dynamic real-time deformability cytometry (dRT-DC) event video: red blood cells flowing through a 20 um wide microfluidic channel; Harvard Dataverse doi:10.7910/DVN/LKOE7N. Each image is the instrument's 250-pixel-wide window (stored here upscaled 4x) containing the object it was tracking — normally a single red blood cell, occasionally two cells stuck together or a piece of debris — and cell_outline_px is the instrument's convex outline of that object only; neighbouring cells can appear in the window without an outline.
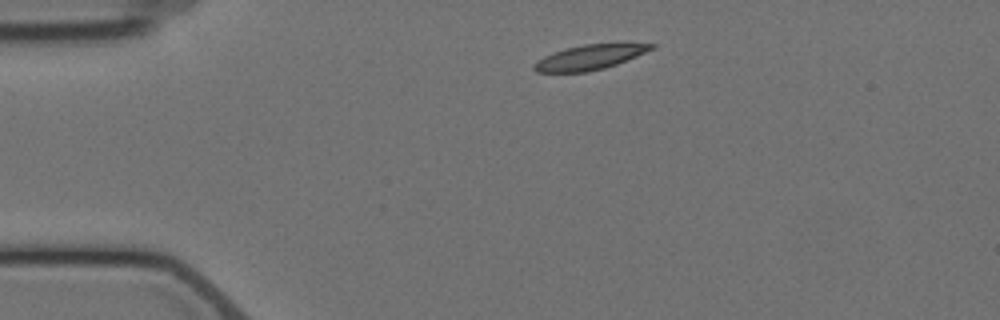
{"species": "Egyptian fruit bat (a non-hibernating species)", "species_latin": "Rousettus aegyptiacus", "temperature_condition": "cold", "stored_images_in_passage": 9, "camera_frame_rate_fps": 3000, "um_per_image_px": 0.085, "animal": {"sex": "female"}, "frame": {"image": 1, "passage_image": 1, "time_ms": 0.0, "image_size_px": [1000, 320], "cell_outline_px": [[656, 48], [616, 64], [604, 68], [588, 72], [536, 72], [532, 68], [532, 64], [536, 60], [544, 56], [564, 48], [584, 44], [656, 44]], "centroid_in_image_um": [50.06, 4.87], "position_along_channel_um": 34.9, "area_um2": 16.88}}
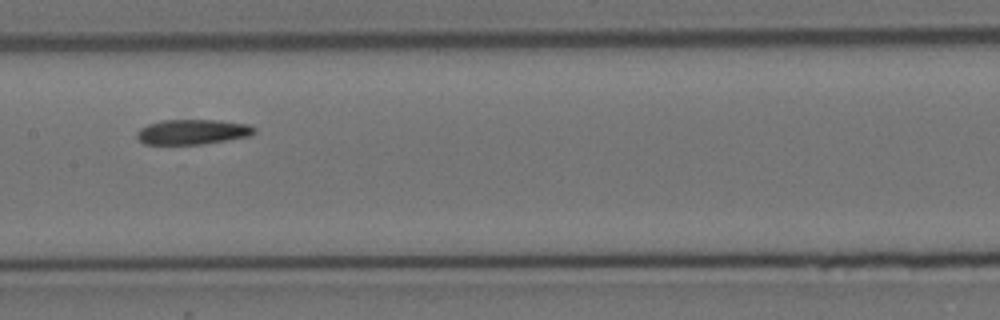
{"frame": {"image": 2, "passage_image": 6, "time_ms": 5.667, "image_size_px": [1000, 320], "cell_outline_px": [[256, 132], [248, 136], [200, 144], [144, 144], [136, 136], [136, 132], [140, 128], [148, 124], [160, 120], [216, 120], [248, 124], [256, 128]], "centroid_in_image_um": [16.33, 11.2], "position_along_channel_um": 191.1, "area_um2": 16.99}}
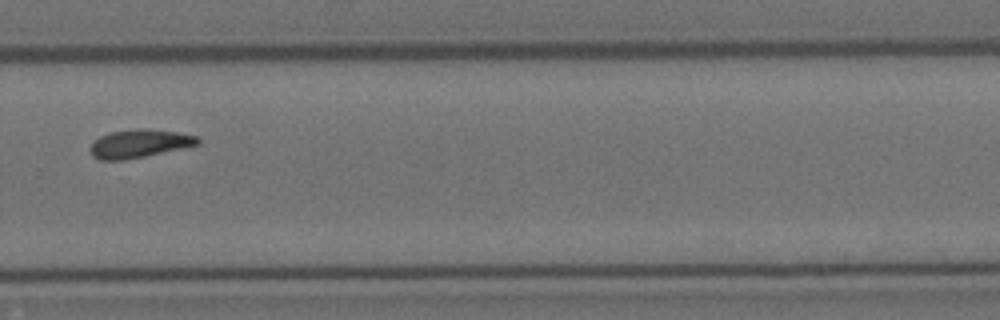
{"frame": {"image": 3, "passage_image": 9, "time_ms": 9.333, "image_size_px": [1000, 320], "cell_outline_px": [[200, 144], [144, 156], [124, 160], [100, 160], [92, 156], [92, 144], [100, 136], [112, 132], [144, 128], [176, 132], [196, 136], [200, 140]], "centroid_in_image_um": [11.86, 12.21], "position_along_channel_um": 317.9, "area_um2": 17.22}}